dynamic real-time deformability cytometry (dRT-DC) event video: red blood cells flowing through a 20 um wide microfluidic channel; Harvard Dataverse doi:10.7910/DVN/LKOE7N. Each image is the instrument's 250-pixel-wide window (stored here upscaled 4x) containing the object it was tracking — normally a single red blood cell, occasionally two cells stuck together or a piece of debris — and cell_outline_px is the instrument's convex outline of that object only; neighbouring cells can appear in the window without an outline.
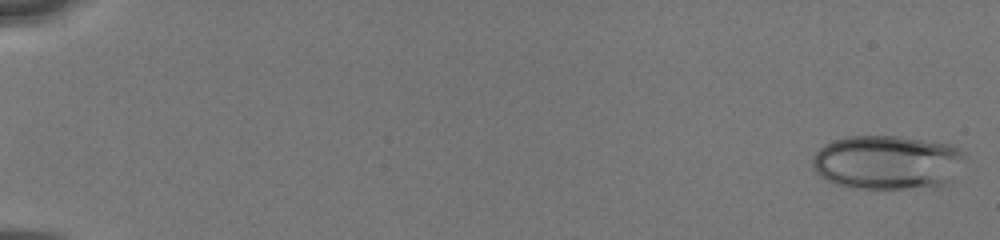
{"species": "human", "species_latin": "Homo sapiens", "temperature_condition": "cold", "stored_images_in_passage": 95, "camera_frame_rate_fps": 3000, "um_per_image_px": 0.085, "donor": {"sex": "male"}, "frame": {"image": 1, "passage_image": 1, "time_ms": 0.0, "image_size_px": [1000, 240], "cell_outline_px": [[968, 152], [948, 184], [940, 188], [848, 188], [836, 184], [820, 176], [812, 168], [812, 156], [824, 144], [832, 140], [848, 136], [896, 136], [948, 144], [960, 148]], "centroid_in_image_um": [75.42, 13.81], "position_along_channel_um": 9.6, "area_um2": 48.61}}
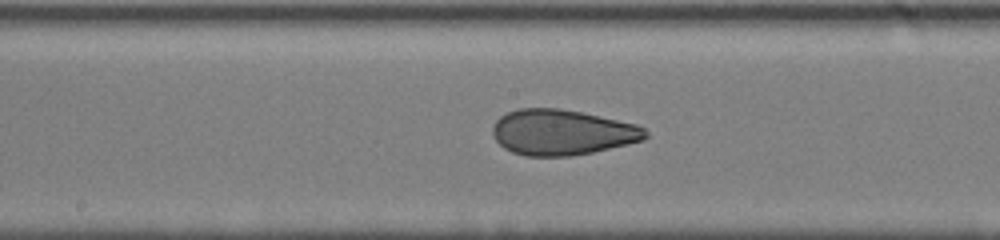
{"frame": {"image": 2, "passage_image": 52, "time_ms": 9.333, "image_size_px": [1000, 240], "cell_outline_px": [[648, 136], [644, 140], [628, 144], [592, 152], [572, 156], [524, 156], [512, 152], [504, 148], [492, 136], [492, 124], [500, 116], [508, 112], [520, 108], [560, 108], [580, 112], [636, 124], [644, 128], [648, 132]], "centroid_in_image_um": [47.75, 11.25], "position_along_channel_um": 200.5, "area_um2": 40.63}}
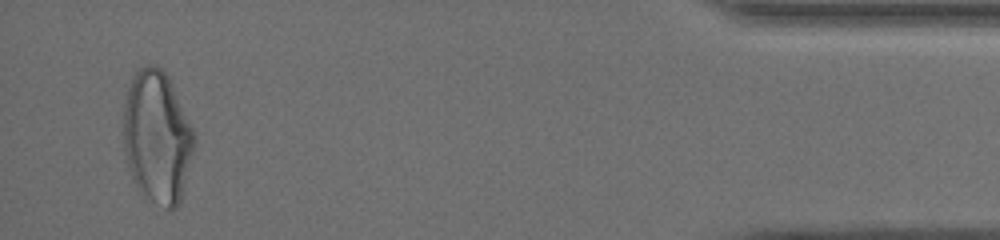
{"frame": {"image": 3, "passage_image": 94, "time_ms": 16.333, "image_size_px": [1000, 240], "cell_outline_px": [[196, 144], [180, 200], [176, 208], [168, 212], [140, 192], [132, 176], [128, 164], [124, 148], [124, 104], [128, 88], [132, 76], [140, 68], [152, 64], [156, 64], [168, 76], [196, 136]], "centroid_in_image_um": [13.37, 11.66], "position_along_channel_um": 421.8, "area_um2": 54.45}, "authors_computed_cell_mechanics": {"area_um2": 43.639, "velocity_mm_per_s": 4.0592, "shape_relaxation_time_tau1_ms": 5.5991, "shape_relaxation_time_tau2_ms": 1.1137, "deformation_change_tau1": 0.1686, "deformation_change_tau2": 0.0691}}